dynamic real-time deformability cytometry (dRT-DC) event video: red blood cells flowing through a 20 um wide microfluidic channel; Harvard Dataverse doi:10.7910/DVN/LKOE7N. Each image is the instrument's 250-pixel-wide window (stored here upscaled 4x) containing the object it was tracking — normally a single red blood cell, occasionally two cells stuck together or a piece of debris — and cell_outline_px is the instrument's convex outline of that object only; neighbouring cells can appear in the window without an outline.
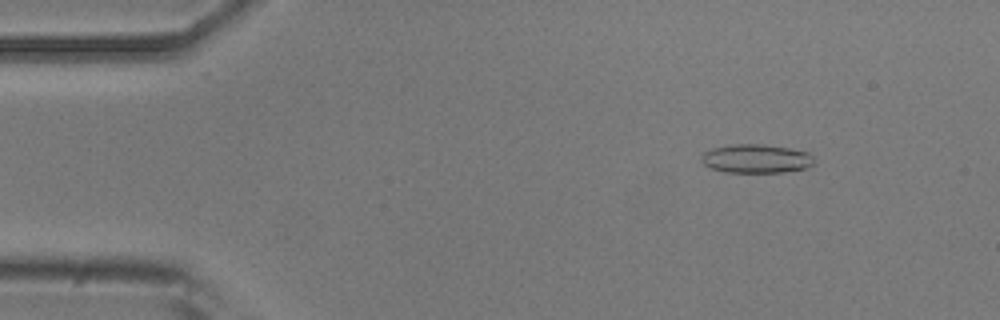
{"species": "common noctule bat (a hibernating species)", "species_latin": "Nyctalus noctula", "temperature_condition": "room temperature", "stored_images_in_passage": 49, "camera_frame_rate_fps": 3000, "um_per_image_px": 0.085, "animal": {"sex": "male", "body_mass_g": 20.5, "forearm_length_mm": 52.5}, "frame": {"image": 1, "passage_image": 3, "time_ms": 0.667, "image_size_px": [1000, 320], "cell_outline_px": [[812, 164], [804, 168], [784, 172], [724, 172], [712, 168], [704, 164], [700, 160], [700, 156], [704, 152], [712, 148], [736, 144], [764, 144], [788, 148], [808, 152], [812, 156]], "centroid_in_image_um": [64.23, 13.48], "position_along_channel_um": 20.8, "area_um2": 18.73}}
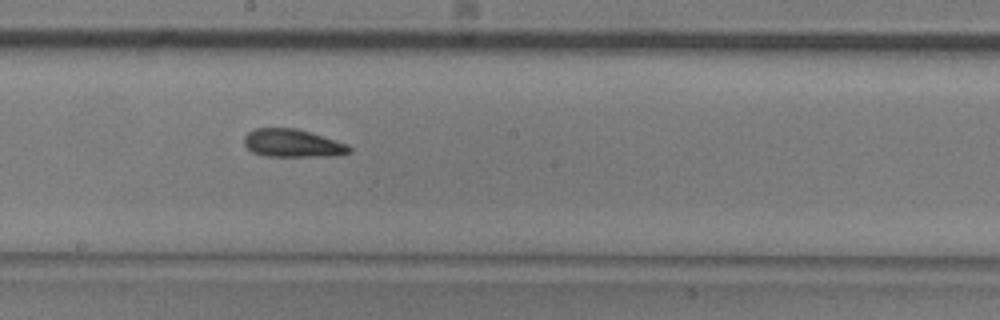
{"frame": {"image": 2, "passage_image": 25, "time_ms": 8.0, "image_size_px": [1000, 320], "cell_outline_px": [[352, 152], [336, 156], [264, 156], [252, 152], [244, 144], [244, 136], [248, 132], [256, 128], [296, 128], [348, 144], [352, 148]], "centroid_in_image_um": [24.88, 12.18], "position_along_channel_um": 223.3, "area_um2": 17.17}}
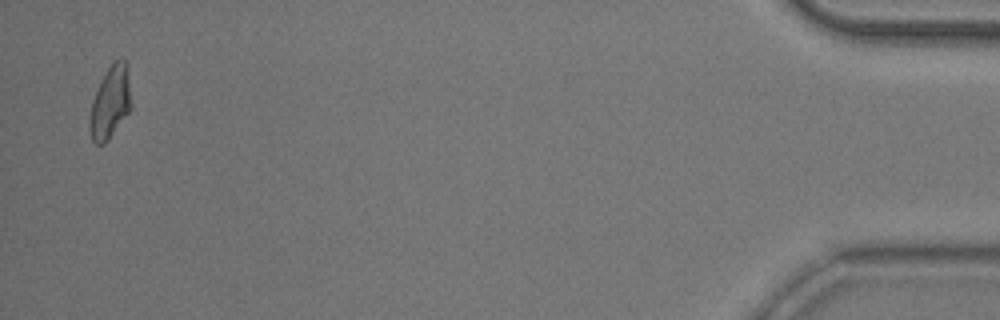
{"frame": {"image": 3, "passage_image": 48, "time_ms": 15.667, "image_size_px": [1000, 320], "cell_outline_px": [[132, 108], [108, 140], [104, 144], [96, 144], [92, 140], [92, 100], [112, 60], [120, 56], [124, 60], [128, 68], [132, 104]], "centroid_in_image_um": [9.45, 8.63], "position_along_channel_um": 425.7, "area_um2": 17.11}, "authors_computed_cell_mechanics": {"area_um2": 17.3978, "velocity_mm_per_s": 3.8027, "shape_relaxation_time_tau1_ms": null, "shape_relaxation_time_tau2_ms": 1.8307, "deformation_change_tau1": null, "deformation_change_tau2": 0.103}}